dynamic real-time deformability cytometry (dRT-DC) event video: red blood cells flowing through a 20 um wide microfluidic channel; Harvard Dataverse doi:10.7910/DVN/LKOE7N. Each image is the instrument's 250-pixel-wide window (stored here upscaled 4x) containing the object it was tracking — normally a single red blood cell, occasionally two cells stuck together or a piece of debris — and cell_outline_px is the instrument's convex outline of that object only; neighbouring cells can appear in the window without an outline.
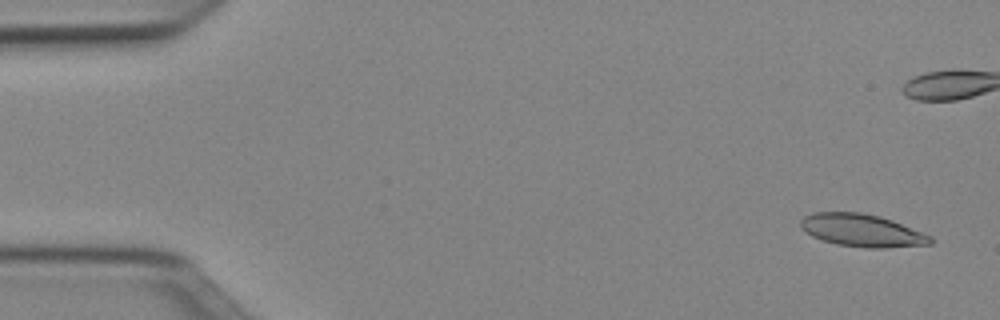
{"species": "Egyptian fruit bat (a non-hibernating species)", "species_latin": "Rousettus aegyptiacus", "temperature_condition": "cold", "stored_images_in_passage": 52, "camera_frame_rate_fps": 3000, "um_per_image_px": 0.085, "animal": {"sex": "female"}, "frame": {"image": 1, "passage_image": 3, "time_ms": 0.667, "image_size_px": [1000, 320], "cell_outline_px": [[932, 244], [884, 248], [868, 248], [836, 244], [812, 236], [800, 228], [800, 220], [804, 216], [812, 212], [860, 212], [880, 216], [892, 220], [932, 236]], "centroid_in_image_um": [73.25, 19.58], "position_along_channel_um": 11.7, "area_um2": 24.68}}
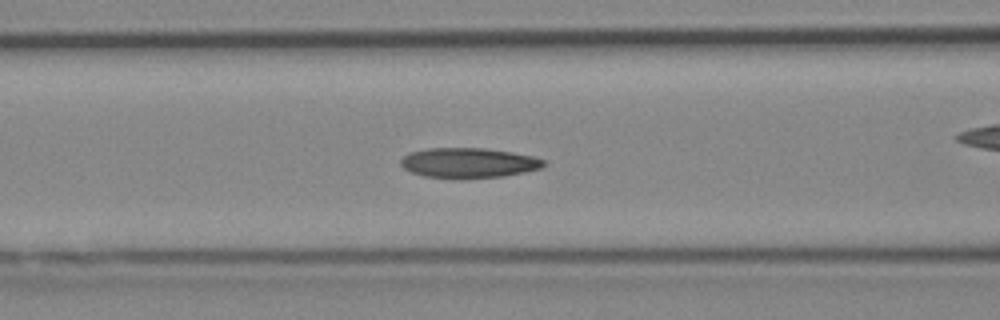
{"frame": {"image": 2, "passage_image": 21, "time_ms": 6.667, "image_size_px": [1000, 320], "cell_outline_px": [[544, 164], [540, 168], [524, 172], [504, 176], [464, 180], [460, 180], [424, 176], [412, 172], [404, 168], [400, 164], [400, 160], [408, 152], [428, 148], [484, 148], [512, 152], [532, 156], [544, 160]], "centroid_in_image_um": [39.79, 13.86], "position_along_channel_um": 126.8, "area_um2": 25.37}}
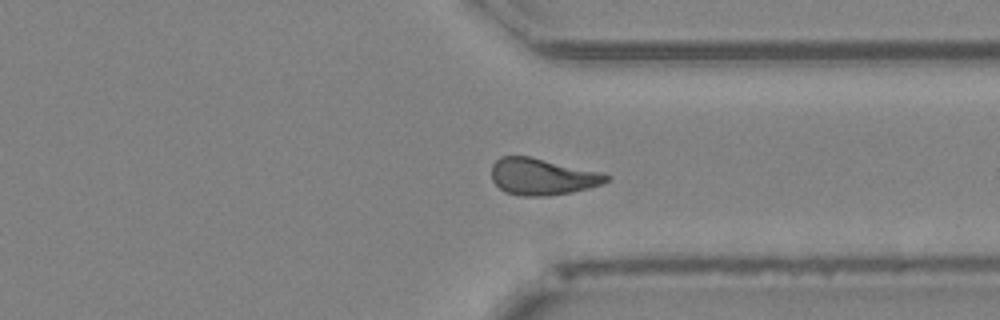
{"frame": {"image": 3, "passage_image": 39, "time_ms": 12.667, "image_size_px": [1000, 320], "cell_outline_px": [[608, 180], [604, 184], [572, 192], [544, 196], [520, 196], [504, 192], [492, 180], [492, 164], [500, 156], [528, 156], [600, 172], [608, 176]], "centroid_in_image_um": [46.05, 15.02], "position_along_channel_um": 365.3, "area_um2": 24.33}, "authors_computed_cell_mechanics": {"area_um2": 24.5939, "velocity_mm_per_s": 3.9836, "shape_relaxation_time_tau1_ms": 6.2816, "shape_relaxation_time_tau2_ms": 5.0342, "deformation_change_tau1": 0.1676, "deformation_change_tau2": 0.1198}}